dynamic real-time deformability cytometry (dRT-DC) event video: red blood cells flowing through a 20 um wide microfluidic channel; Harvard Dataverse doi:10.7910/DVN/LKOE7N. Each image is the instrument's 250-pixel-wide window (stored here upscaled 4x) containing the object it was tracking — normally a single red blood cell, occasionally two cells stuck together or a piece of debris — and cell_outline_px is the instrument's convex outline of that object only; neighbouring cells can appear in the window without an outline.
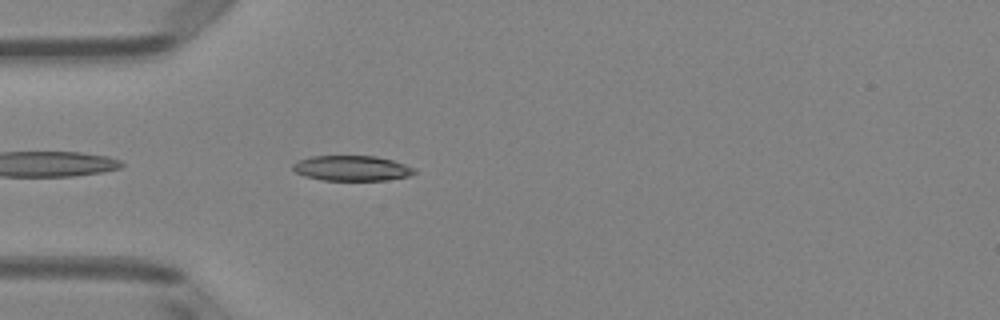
{"species": "Egyptian fruit bat (a non-hibernating species)", "species_latin": "Rousettus aegyptiacus", "temperature_condition": "room temperature", "stored_images_in_passage": 37, "camera_frame_rate_fps": 3000, "um_per_image_px": 0.085, "animal": {"sex": "female"}, "frame": {"image": 1, "passage_image": 2, "time_ms": 0.333, "image_size_px": [1000, 320], "cell_outline_px": [[416, 172], [408, 176], [388, 180], [324, 180], [304, 176], [296, 172], [292, 168], [292, 164], [300, 160], [312, 156], [376, 156], [392, 160], [416, 168]], "centroid_in_image_um": [29.92, 14.3], "position_along_channel_um": 55.1, "area_um2": 17.8}}
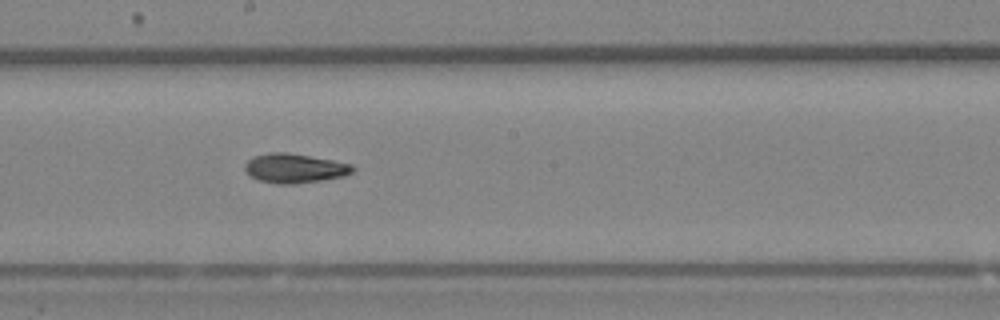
{"frame": {"image": 2, "passage_image": 15, "time_ms": 4.667, "image_size_px": [1000, 320], "cell_outline_px": [[356, 168], [352, 172], [344, 176], [320, 180], [292, 184], [276, 184], [260, 180], [252, 176], [244, 168], [244, 164], [252, 156], [268, 152], [288, 152], [332, 160], [352, 164]], "centroid_in_image_um": [25.04, 14.29], "position_along_channel_um": 223.2, "area_um2": 18.38}}
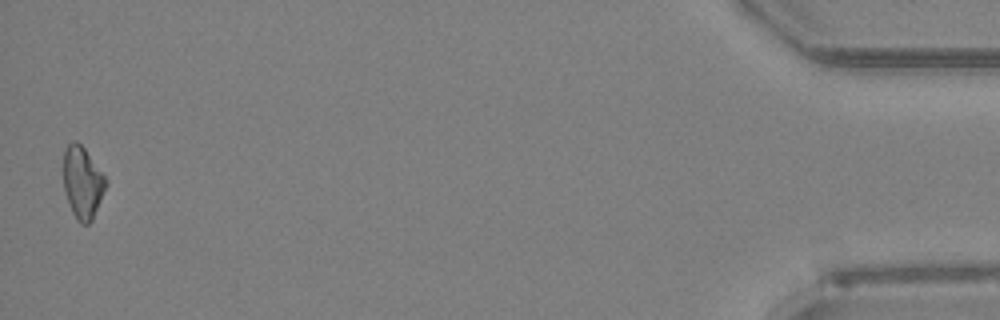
{"frame": {"image": 3, "passage_image": 37, "time_ms": 12.0, "image_size_px": [1000, 320], "cell_outline_px": [[108, 184], [92, 220], [88, 224], [80, 224], [76, 220], [72, 212], [64, 188], [64, 148], [72, 140], [76, 140], [84, 148], [108, 180]], "centroid_in_image_um": [7.03, 15.51], "position_along_channel_um": 428.2, "area_um2": 17.8}, "authors_computed_cell_mechanics": {"area_um2": 17.8024, "velocity_mm_per_s": 4.0434, "shape_relaxation_time_tau1_ms": 3.4878, "shape_relaxation_time_tau2_ms": 3.4223, "deformation_change_tau1": 0.1284, "deformation_change_tau2": 0.0969}}